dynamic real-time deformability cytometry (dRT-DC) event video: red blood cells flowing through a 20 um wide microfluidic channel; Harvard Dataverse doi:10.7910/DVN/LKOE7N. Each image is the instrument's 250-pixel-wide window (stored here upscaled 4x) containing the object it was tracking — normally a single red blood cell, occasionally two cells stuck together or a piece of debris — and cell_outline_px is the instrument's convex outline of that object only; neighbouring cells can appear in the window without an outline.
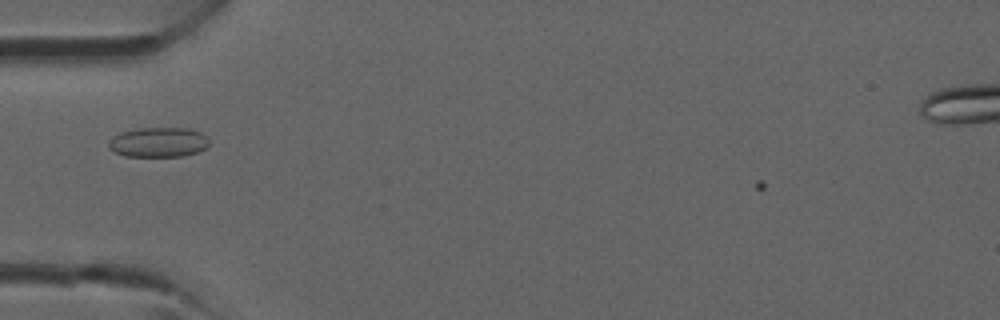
{"species": "common noctule bat (a hibernating species)", "species_latin": "Nyctalus noctula", "temperature_condition": "room temperature", "stored_images_in_passage": 27, "camera_frame_rate_fps": 3000, "um_per_image_px": 0.085, "animal": {"sex": "male", "forearm_length_mm": 52.5}, "frame": {"image": 1, "passage_image": 1, "time_ms": 0.0, "image_size_px": [1000, 320], "cell_outline_px": [[208, 144], [204, 148], [196, 152], [184, 156], [124, 156], [108, 148], [108, 144], [112, 136], [120, 132], [136, 128], [188, 128], [200, 132], [208, 140]], "centroid_in_image_um": [13.42, 12.08], "position_along_channel_um": 71.6, "area_um2": 17.4}}
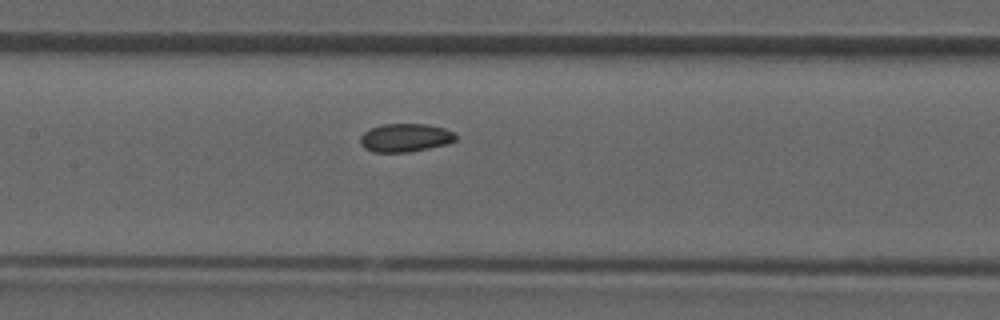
{"frame": {"image": 2, "passage_image": 7, "time_ms": 2.0, "image_size_px": [1000, 320], "cell_outline_px": [[456, 140], [448, 144], [408, 152], [372, 152], [364, 148], [360, 144], [360, 136], [364, 132], [380, 124], [428, 124], [444, 128], [452, 132], [456, 136]], "centroid_in_image_um": [34.43, 11.71], "position_along_channel_um": 173.0, "area_um2": 15.78}}
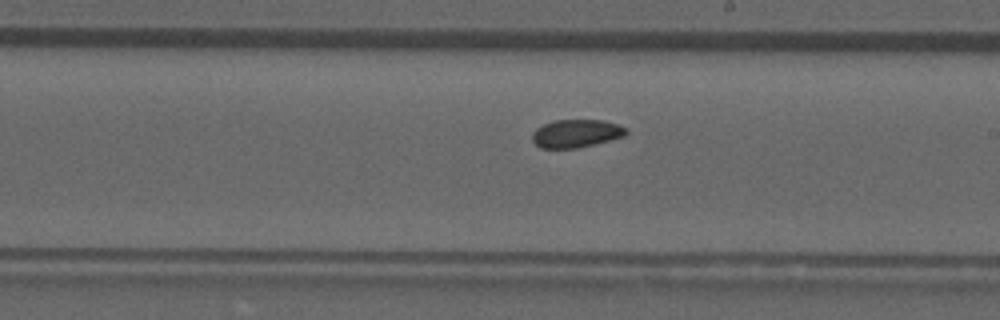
{"frame": {"image": 3, "passage_image": 11, "time_ms": 3.333, "image_size_px": [1000, 320], "cell_outline_px": [[628, 132], [624, 136], [576, 148], [540, 148], [532, 140], [532, 132], [536, 128], [544, 124], [556, 120], [600, 120], [616, 124], [628, 128]], "centroid_in_image_um": [48.95, 11.34], "position_along_channel_um": 240.1, "area_um2": 15.14}}